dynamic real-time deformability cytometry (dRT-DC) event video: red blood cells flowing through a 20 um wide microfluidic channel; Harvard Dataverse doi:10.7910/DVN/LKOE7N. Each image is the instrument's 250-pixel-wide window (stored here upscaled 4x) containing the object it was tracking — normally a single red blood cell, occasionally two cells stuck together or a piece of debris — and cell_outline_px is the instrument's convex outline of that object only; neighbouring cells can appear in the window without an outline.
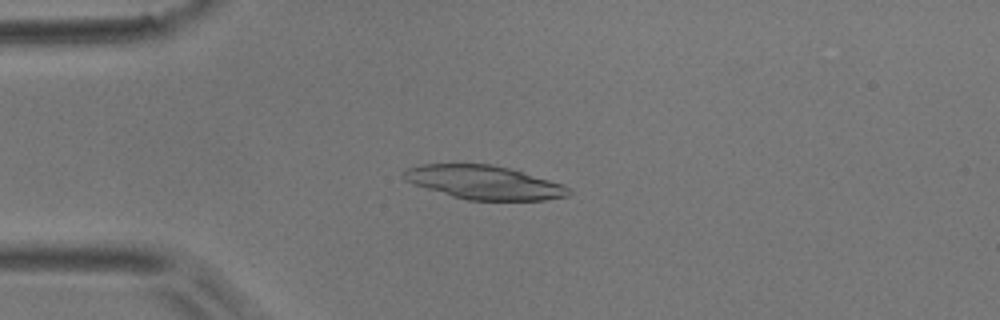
{"species": "common noctule bat (a hibernating species)", "species_latin": "Nyctalus noctula", "temperature_condition": "room temperature", "stored_images_in_passage": 42, "camera_frame_rate_fps": 3000, "um_per_image_px": 0.085, "animal": {"sex": "male", "body_mass_g": 17.9}, "frame": {"image": 1, "passage_image": 13, "time_ms": 4.0, "image_size_px": [1000, 320], "cell_outline_px": [[572, 192], [568, 196], [544, 200], [468, 200], [452, 196], [404, 180], [404, 172], [408, 168], [420, 164], [488, 164], [508, 168], [548, 180], [572, 188]], "centroid_in_image_um": [41.17, 15.51], "position_along_channel_um": 43.8, "area_um2": 31.79}}